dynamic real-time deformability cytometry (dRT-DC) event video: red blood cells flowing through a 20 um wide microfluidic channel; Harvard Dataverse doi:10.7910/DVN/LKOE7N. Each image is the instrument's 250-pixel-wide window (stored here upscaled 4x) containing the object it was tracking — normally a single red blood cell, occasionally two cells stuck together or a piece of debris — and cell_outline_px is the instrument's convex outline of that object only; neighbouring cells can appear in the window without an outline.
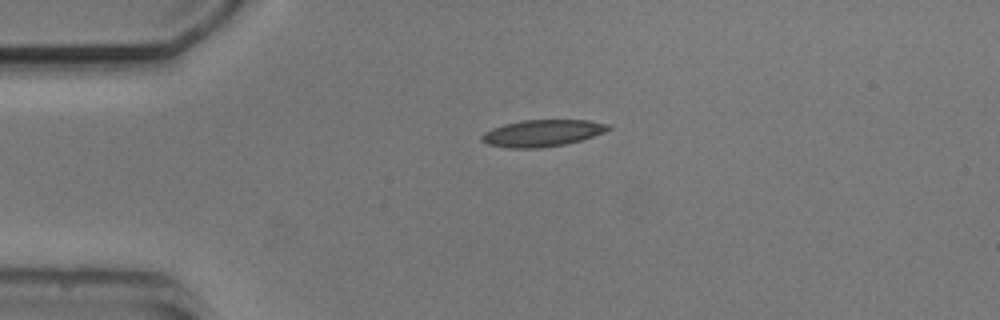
{"species": "common noctule bat (a hibernating species)", "species_latin": "Nyctalus noctula", "temperature_condition": "cold", "stored_images_in_passage": 1, "camera_frame_rate_fps": 3000, "um_per_image_px": 0.085, "animal": {"sex": "male", "body_mass_g": 20.5, "forearm_length_mm": 52.5}, "frame": {"image": 1, "passage_image": 1, "time_ms": 0.0, "image_size_px": [1000, 320], "cell_outline_px": [[612, 128], [604, 132], [580, 140], [564, 144], [540, 148], [508, 148], [488, 144], [480, 140], [480, 136], [484, 132], [492, 128], [504, 124], [524, 120], [588, 120], [608, 124]], "centroid_in_image_um": [46.06, 11.31], "position_along_channel_um": 38.9, "area_um2": 19.65}}